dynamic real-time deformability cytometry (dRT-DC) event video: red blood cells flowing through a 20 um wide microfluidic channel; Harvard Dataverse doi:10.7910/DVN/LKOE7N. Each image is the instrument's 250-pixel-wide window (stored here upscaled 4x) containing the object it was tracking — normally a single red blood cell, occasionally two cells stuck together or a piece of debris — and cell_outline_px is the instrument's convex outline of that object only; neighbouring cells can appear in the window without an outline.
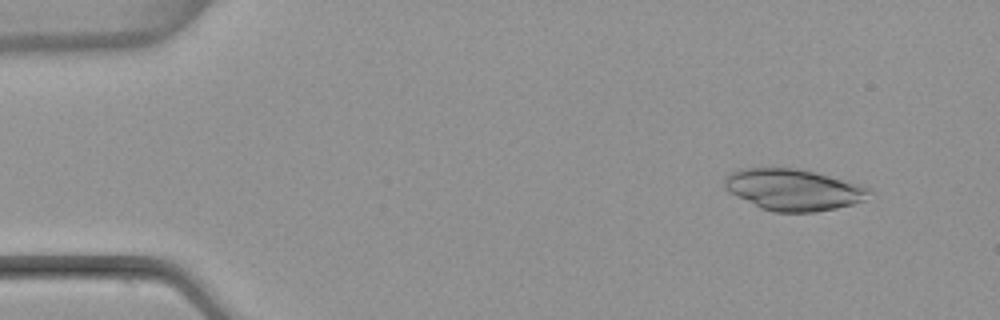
{"species": "common noctule bat (a hibernating species)", "species_latin": "Nyctalus noctula", "temperature_condition": "warm", "stored_images_in_passage": 4, "camera_frame_rate_fps": 3000, "um_per_image_px": 0.085, "animal": {"sex": "female", "body_mass_g": 22.7, "forearm_length_mm": 54.2}, "frame": {"image": 1, "passage_image": 2, "time_ms": 1.333, "image_size_px": [1000, 320], "cell_outline_px": [[872, 192], [864, 200], [852, 204], [836, 208], [816, 212], [772, 212], [760, 208], [728, 192], [724, 188], [724, 176], [740, 168], [796, 168], [816, 172], [860, 184], [868, 188]], "centroid_in_image_um": [67.41, 16.12], "position_along_channel_um": 17.6, "area_um2": 35.08}}
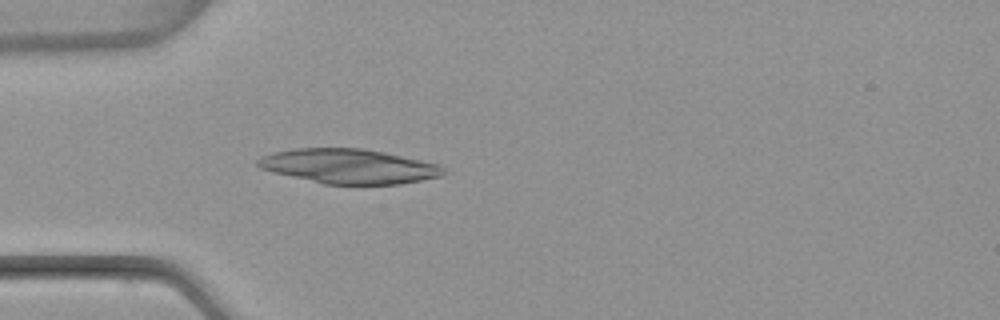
{"frame": {"image": 2, "passage_image": 4, "time_ms": 4.667, "image_size_px": [1000, 320], "cell_outline_px": [[448, 172], [444, 176], [400, 184], [324, 184], [272, 172], [260, 168], [256, 164], [256, 160], [260, 156], [292, 148], [364, 148], [384, 152], [440, 164]], "centroid_in_image_um": [29.68, 14.13], "position_along_channel_um": 55.3, "area_um2": 37.69}}